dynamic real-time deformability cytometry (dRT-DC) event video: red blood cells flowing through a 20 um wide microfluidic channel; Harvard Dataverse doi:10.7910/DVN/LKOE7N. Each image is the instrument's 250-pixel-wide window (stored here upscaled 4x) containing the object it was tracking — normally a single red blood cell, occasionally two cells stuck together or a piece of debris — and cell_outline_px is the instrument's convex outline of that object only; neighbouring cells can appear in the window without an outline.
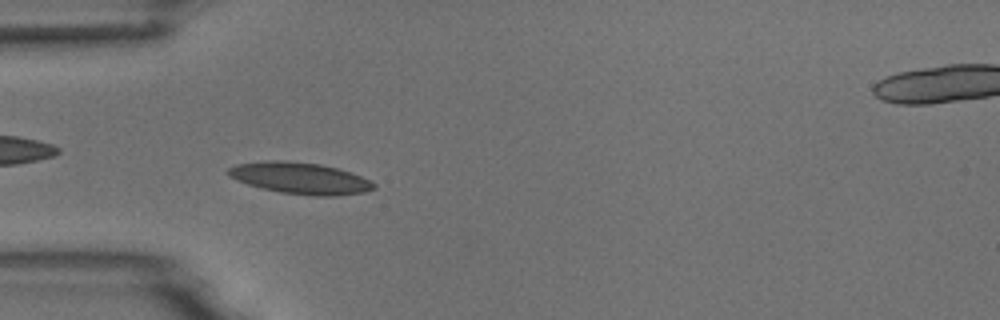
{"species": "common noctule bat (a hibernating species)", "species_latin": "Nyctalus noctula", "temperature_condition": "room temperature", "stored_images_in_passage": 6, "camera_frame_rate_fps": 3000, "um_per_image_px": 0.085, "animal": {"sex": "male", "body_mass_g": 18.8}, "frame": {"image": 1, "passage_image": 6, "time_ms": 6.0, "image_size_px": [1000, 320], "cell_outline_px": [[376, 188], [364, 192], [332, 196], [312, 196], [280, 192], [260, 188], [248, 184], [228, 176], [224, 172], [228, 168], [236, 164], [264, 160], [284, 160], [320, 164], [336, 168], [360, 176], [376, 184]], "centroid_in_image_um": [25.45, 15.14], "position_along_channel_um": 59.5, "area_um2": 26.76}}